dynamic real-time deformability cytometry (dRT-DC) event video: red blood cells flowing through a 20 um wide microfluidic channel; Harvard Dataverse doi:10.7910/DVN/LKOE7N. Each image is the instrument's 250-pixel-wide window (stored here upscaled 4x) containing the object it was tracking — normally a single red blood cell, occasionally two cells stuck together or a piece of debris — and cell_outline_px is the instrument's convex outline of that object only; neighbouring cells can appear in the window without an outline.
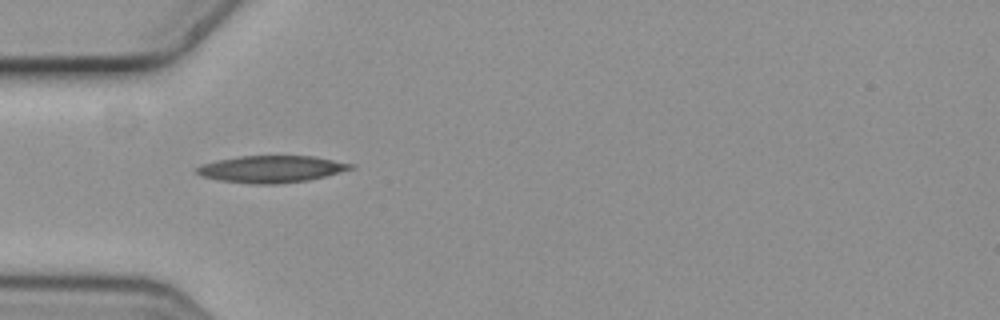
{"species": "common noctule bat (a hibernating species)", "species_latin": "Nyctalus noctula", "temperature_condition": "cold", "stored_images_in_passage": 1, "camera_frame_rate_fps": 3000, "um_per_image_px": 0.085, "animal": {"sex": "female", "body_mass_g": 19.3, "forearm_length_mm": 54.1}, "frame": {"image": 1, "passage_image": 1, "time_ms": 0.0, "image_size_px": [1000, 320], "cell_outline_px": [[356, 168], [308, 180], [276, 184], [252, 184], [220, 180], [204, 176], [196, 172], [196, 168], [200, 164], [216, 160], [240, 156], [312, 156], [356, 164]], "centroid_in_image_um": [23.09, 14.36], "position_along_channel_um": 61.9, "area_um2": 24.1}}